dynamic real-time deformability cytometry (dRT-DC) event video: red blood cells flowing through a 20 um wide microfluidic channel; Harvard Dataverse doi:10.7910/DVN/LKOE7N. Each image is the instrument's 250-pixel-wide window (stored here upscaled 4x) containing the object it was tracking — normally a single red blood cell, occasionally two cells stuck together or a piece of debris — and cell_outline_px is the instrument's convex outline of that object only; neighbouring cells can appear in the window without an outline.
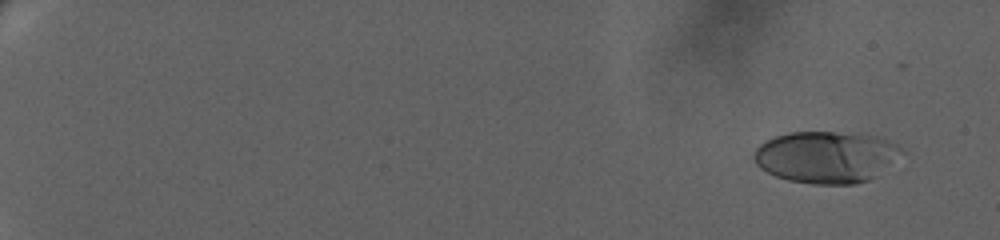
{"species": "human", "species_latin": "Homo sapiens", "temperature_condition": "warm", "stored_images_in_passage": 48, "camera_frame_rate_fps": 3000, "um_per_image_px": 0.085, "donor": {"sex": "female"}, "frame": {"image": 1, "passage_image": 2, "time_ms": 0.667, "image_size_px": [1000, 240], "cell_outline_px": [[904, 152], [876, 176], [868, 180], [856, 184], [812, 184], [788, 180], [776, 176], [760, 168], [756, 164], [752, 156], [756, 148], [764, 140], [788, 132], [860, 132], [876, 136], [888, 140], [896, 144]], "centroid_in_image_um": [70.21, 13.33], "position_along_channel_um": 14.8, "area_um2": 44.85}}
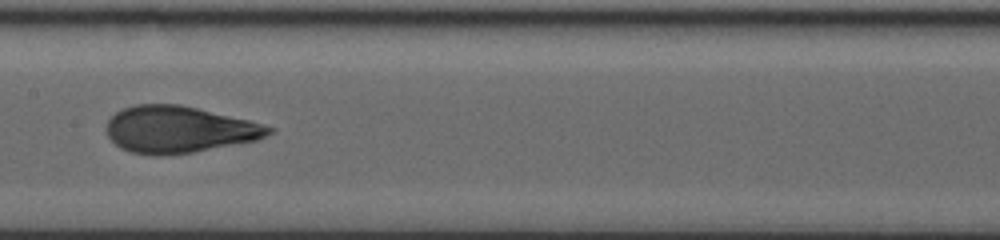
{"frame": {"image": 2, "passage_image": 27, "time_ms": 12.333, "image_size_px": [1000, 240], "cell_outline_px": [[276, 128], [272, 132], [256, 140], [192, 152], [160, 156], [156, 156], [132, 152], [120, 148], [108, 136], [104, 128], [108, 120], [116, 112], [124, 108], [136, 104], [180, 104], [248, 120]], "centroid_in_image_um": [15.16, 11.0], "position_along_channel_um": 192.2, "area_um2": 43.93}}
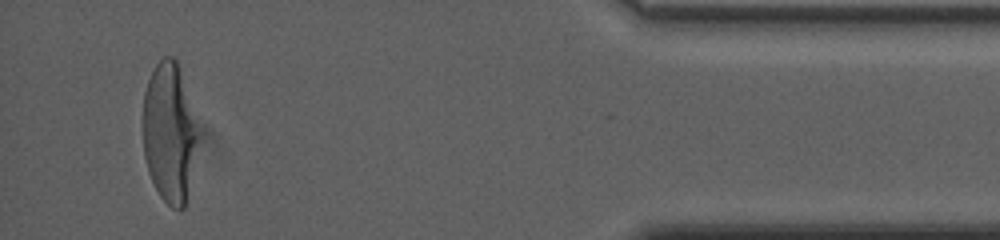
{"frame": {"image": 3, "passage_image": 46, "time_ms": 20.667, "image_size_px": [1000, 240], "cell_outline_px": [[200, 136], [184, 208], [180, 212], [172, 208], [160, 196], [148, 172], [144, 156], [144, 92], [148, 80], [156, 64], [164, 56], [172, 56], [176, 60]], "centroid_in_image_um": [14.4, 11.33], "position_along_channel_um": 420.8, "area_um2": 44.27}, "authors_computed_cell_mechanics": {"area_um2": 43.4945, "velocity_mm_per_s": 3.2995, "shape_relaxation_time_tau1_ms": 7.4554, "shape_relaxation_time_tau2_ms": null, "deformation_change_tau1": 0.2667, "deformation_change_tau2": null}}